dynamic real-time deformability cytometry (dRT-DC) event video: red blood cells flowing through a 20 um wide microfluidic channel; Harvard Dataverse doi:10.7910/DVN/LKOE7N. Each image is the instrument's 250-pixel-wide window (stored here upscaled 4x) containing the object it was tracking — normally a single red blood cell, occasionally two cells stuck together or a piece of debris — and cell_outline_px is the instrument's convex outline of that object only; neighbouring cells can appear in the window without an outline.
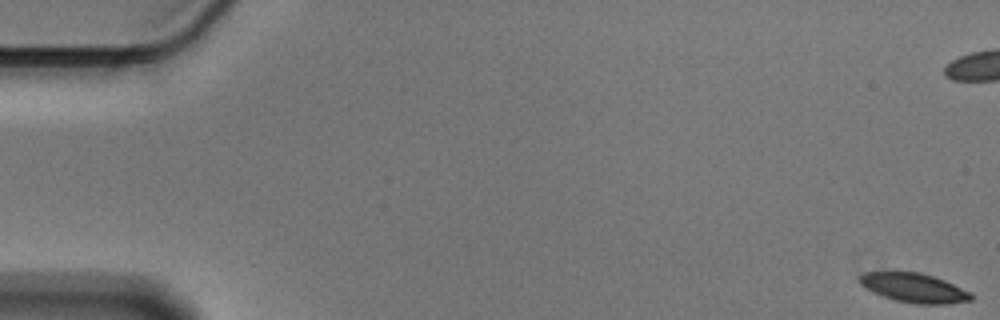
{"species": "Egyptian fruit bat (a non-hibernating species)", "species_latin": "Rousettus aegyptiacus", "temperature_condition": "cold", "stored_images_in_passage": 58, "camera_frame_rate_fps": 3000, "um_per_image_px": 0.085, "animal": {"sex": "male"}, "frame": {"image": 1, "passage_image": 1, "time_ms": 0.0, "image_size_px": [1000, 320], "cell_outline_px": [[972, 300], [944, 304], [916, 304], [896, 300], [872, 292], [864, 288], [860, 284], [860, 276], [864, 272], [920, 272], [944, 280], [972, 292]], "centroid_in_image_um": [77.7, 24.47], "position_along_channel_um": 7.3, "area_um2": 18.9}}
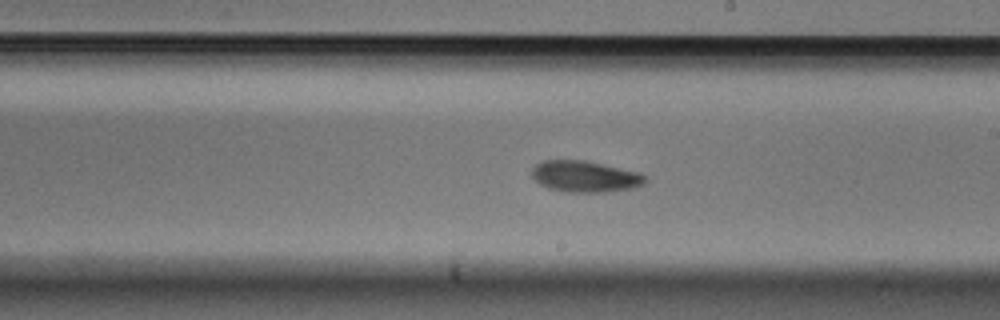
{"frame": {"image": 2, "passage_image": 33, "time_ms": 10.667, "image_size_px": [1000, 320], "cell_outline_px": [[648, 180], [644, 184], [632, 188], [604, 192], [564, 192], [548, 188], [540, 184], [532, 176], [532, 168], [540, 160], [584, 160], [640, 172], [648, 176]], "centroid_in_image_um": [49.74, 15.0], "position_along_channel_um": 239.3, "area_um2": 20.87}}
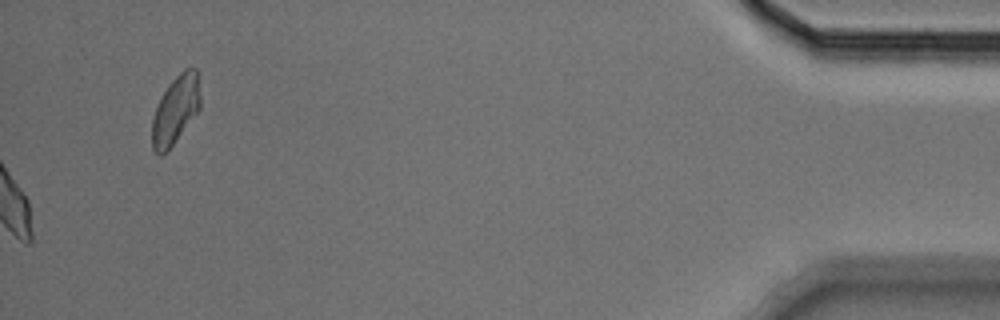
{"frame": {"image": 3, "passage_image": 58, "time_ms": 19.0, "image_size_px": [1000, 320], "cell_outline_px": [[200, 108], [172, 144], [160, 156], [152, 148], [152, 120], [156, 108], [168, 84], [184, 68], [196, 68], [200, 72]], "centroid_in_image_um": [14.95, 9.26], "position_along_channel_um": 420.2, "area_um2": 18.96}, "authors_computed_cell_mechanics": {"area_um2": 19.8832, "velocity_mm_per_s": 3.566, "shape_relaxation_time_tau1_ms": 2.7821, "shape_relaxation_time_tau2_ms": 6.797, "deformation_change_tau1": 0.0883, "deformation_change_tau2": 0.1208}}